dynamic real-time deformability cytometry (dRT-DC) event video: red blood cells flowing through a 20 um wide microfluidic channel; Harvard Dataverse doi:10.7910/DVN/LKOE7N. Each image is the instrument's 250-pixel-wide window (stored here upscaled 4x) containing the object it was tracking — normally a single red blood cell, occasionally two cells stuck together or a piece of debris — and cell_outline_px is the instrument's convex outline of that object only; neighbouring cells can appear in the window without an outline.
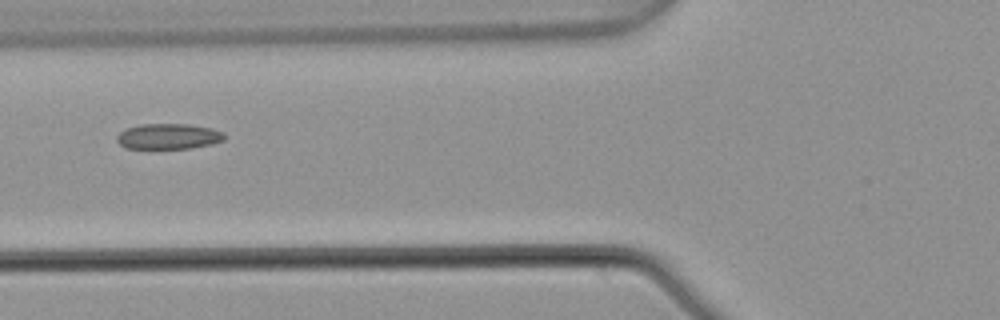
{"species": "common noctule bat (a hibernating species)", "species_latin": "Nyctalus noctula", "temperature_condition": "warm", "stored_images_in_passage": 6, "camera_frame_rate_fps": 3000, "um_per_image_px": 0.085, "animal": {"sex": "male", "body_mass_g": 21.5, "forearm_length_mm": 52.0}, "frame": {"image": 1, "passage_image": 6, "time_ms": 1.667, "image_size_px": [1000, 320], "cell_outline_px": [[224, 140], [212, 144], [192, 148], [152, 152], [124, 148], [116, 140], [116, 136], [120, 132], [128, 128], [140, 124], [188, 124], [212, 128], [224, 132]], "centroid_in_image_um": [14.27, 11.65], "position_along_channel_um": 111.5, "area_um2": 16.99}}